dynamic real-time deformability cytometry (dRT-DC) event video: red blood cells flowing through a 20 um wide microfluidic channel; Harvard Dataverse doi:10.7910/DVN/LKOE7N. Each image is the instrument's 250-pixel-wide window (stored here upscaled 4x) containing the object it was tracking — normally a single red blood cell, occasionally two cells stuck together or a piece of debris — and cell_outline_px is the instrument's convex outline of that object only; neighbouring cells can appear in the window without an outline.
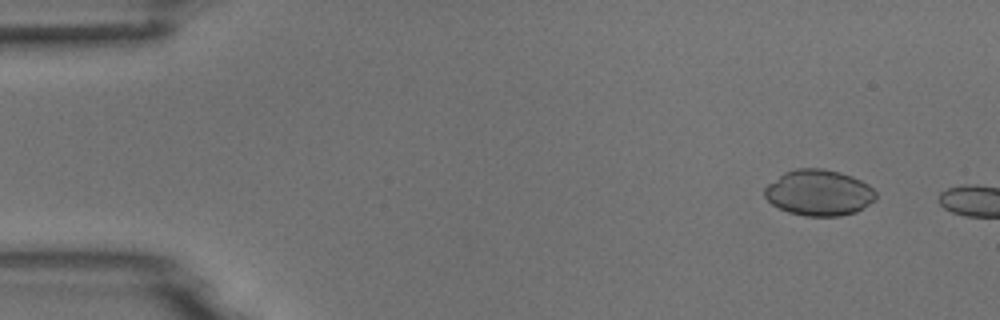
{"species": "common noctule bat (a hibernating species)", "species_latin": "Nyctalus noctula", "temperature_condition": "room temperature", "stored_images_in_passage": 3, "camera_frame_rate_fps": 3000, "um_per_image_px": 0.085, "animal": {"sex": "male", "body_mass_g": 18.8}, "frame": {"image": 1, "passage_image": 2, "time_ms": 1.333, "image_size_px": [1000, 320], "cell_outline_px": [[876, 200], [856, 212], [840, 216], [804, 216], [788, 212], [772, 204], [764, 196], [764, 188], [768, 184], [784, 172], [796, 168], [820, 168], [840, 172], [852, 176], [868, 184], [876, 192]], "centroid_in_image_um": [69.61, 16.38], "position_along_channel_um": 15.4, "area_um2": 29.88}}